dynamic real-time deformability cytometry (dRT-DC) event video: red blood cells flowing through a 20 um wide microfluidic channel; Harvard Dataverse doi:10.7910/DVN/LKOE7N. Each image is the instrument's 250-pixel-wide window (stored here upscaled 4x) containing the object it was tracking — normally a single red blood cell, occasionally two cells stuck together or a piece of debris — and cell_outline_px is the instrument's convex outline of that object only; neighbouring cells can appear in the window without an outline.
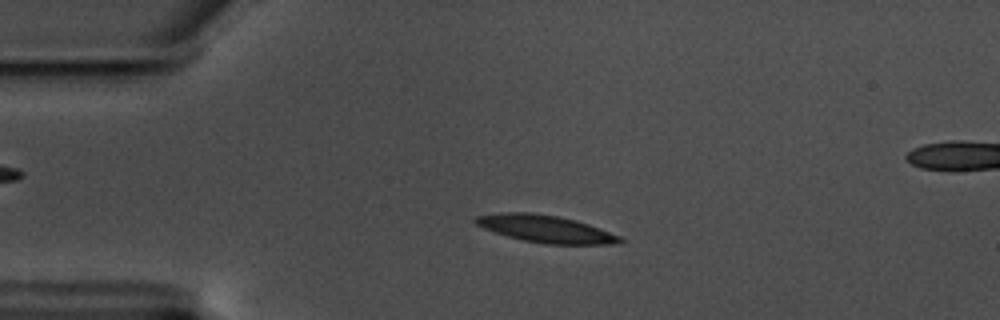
{"species": "common noctule bat (a hibernating species)", "species_latin": "Nyctalus noctula", "temperature_condition": "warm", "stored_images_in_passage": 59, "segment_of_instrument_passage": [1, 2], "camera_frame_rate_fps": 3000, "um_per_image_px": 0.085, "animal": {"sex": "male", "body_mass_g": 17.5, "forearm_length_mm": 52.3}, "frame": {"image": 1, "passage_image": 13, "time_ms": 4.0, "image_size_px": [1000, 320], "cell_outline_px": [[624, 240], [620, 244], [548, 244], [524, 240], [508, 236], [484, 228], [476, 224], [472, 220], [476, 216], [500, 212], [532, 212], [556, 216], [576, 220], [588, 224], [620, 236]], "centroid_in_image_um": [46.38, 19.45], "position_along_channel_um": 38.6, "area_um2": 22.77}}
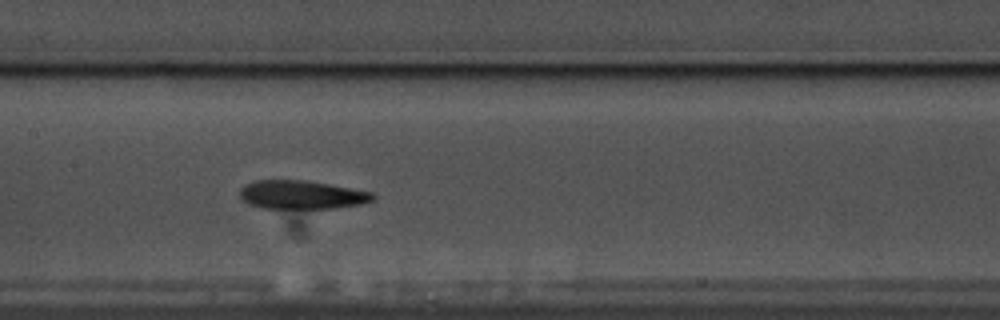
{"frame": {"image": 2, "passage_image": 28, "time_ms": 9.0, "image_size_px": [1000, 320], "cell_outline_px": [[376, 196], [372, 200], [364, 204], [336, 208], [260, 208], [248, 204], [240, 196], [240, 188], [256, 180], [308, 180], [372, 192]], "centroid_in_image_um": [25.66, 16.56], "position_along_channel_um": 181.7, "area_um2": 22.2}}
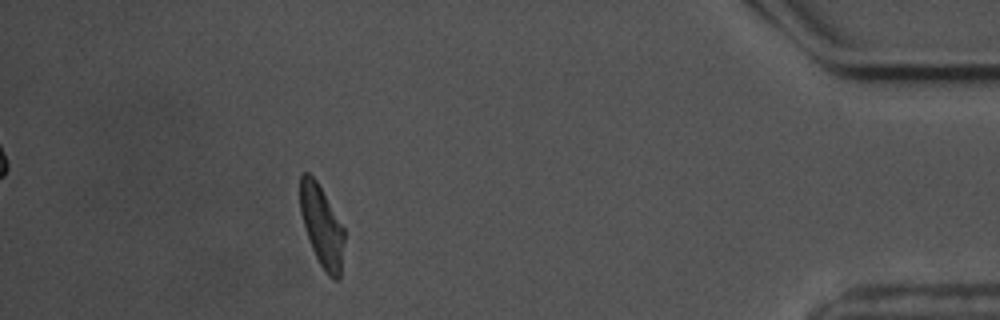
{"frame": {"image": 3, "passage_image": 52, "time_ms": 17.0, "image_size_px": [1000, 320], "cell_outline_px": [[344, 240], [340, 280], [332, 280], [328, 276], [320, 264], [312, 248], [300, 212], [300, 172], [308, 172], [316, 180], [344, 228]], "centroid_in_image_um": [27.35, 19.23], "position_along_channel_um": 407.8, "area_um2": 20.69}}